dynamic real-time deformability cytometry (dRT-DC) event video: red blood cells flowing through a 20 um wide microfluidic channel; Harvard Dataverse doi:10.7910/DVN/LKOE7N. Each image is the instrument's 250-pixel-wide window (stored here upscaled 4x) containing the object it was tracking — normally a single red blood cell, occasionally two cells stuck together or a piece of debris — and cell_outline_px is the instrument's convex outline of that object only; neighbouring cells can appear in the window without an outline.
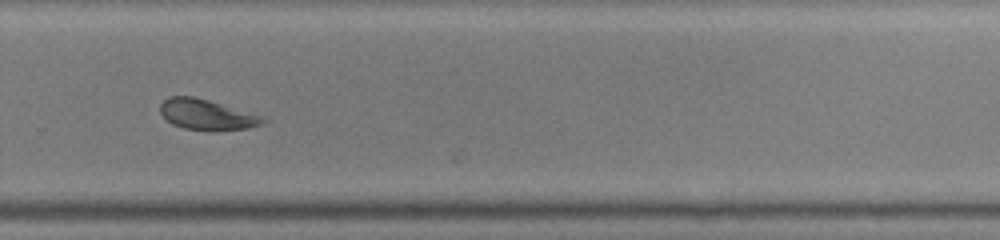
{"species": "common noctule bat (a hibernating species)", "species_latin": "Nyctalus noctula", "temperature_condition": "warm", "stored_images_in_passage": 32, "camera_frame_rate_fps": 3000, "um_per_image_px": 0.085, "animal": {"sex": "male", "body_mass_g": 19.0, "forearm_length_mm": 50.8}, "frame": {"image": 1, "passage_image": 31, "time_ms": 10.0, "image_size_px": [1000, 240], "cell_outline_px": [[268, 120], [264, 124], [248, 128], [220, 132], [184, 128], [172, 124], [160, 112], [160, 104], [168, 96], [192, 96], [208, 100], [260, 116]], "centroid_in_image_um": [17.57, 9.77], "position_along_channel_um": 312.2, "area_um2": 18.21}}